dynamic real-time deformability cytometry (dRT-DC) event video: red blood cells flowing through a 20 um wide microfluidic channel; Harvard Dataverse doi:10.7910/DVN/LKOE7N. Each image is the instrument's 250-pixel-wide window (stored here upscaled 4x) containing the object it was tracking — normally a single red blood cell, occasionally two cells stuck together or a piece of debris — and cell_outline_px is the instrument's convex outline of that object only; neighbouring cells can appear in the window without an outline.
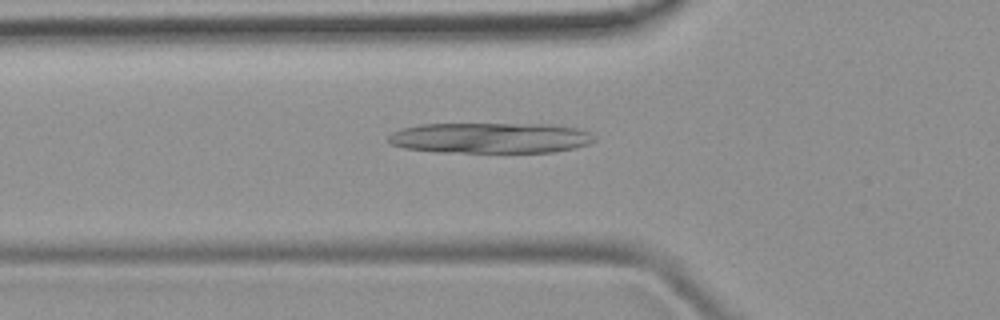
{"species": "common noctule bat (a hibernating species)", "species_latin": "Nyctalus noctula", "temperature_condition": "room temperature", "stored_images_in_passage": 34, "camera_frame_rate_fps": 3000, "um_per_image_px": 0.085, "animal": {"sex": "female", "body_mass_g": 19.9}, "frame": {"image": 1, "passage_image": 2, "time_ms": 0.333, "image_size_px": [1000, 320], "cell_outline_px": [[596, 140], [588, 144], [576, 148], [552, 152], [436, 152], [404, 148], [388, 144], [388, 136], [392, 132], [400, 128], [420, 124], [548, 124], [576, 128], [592, 132], [596, 136]], "centroid_in_image_um": [41.67, 11.72], "position_along_channel_um": 84.1, "area_um2": 37.17}}
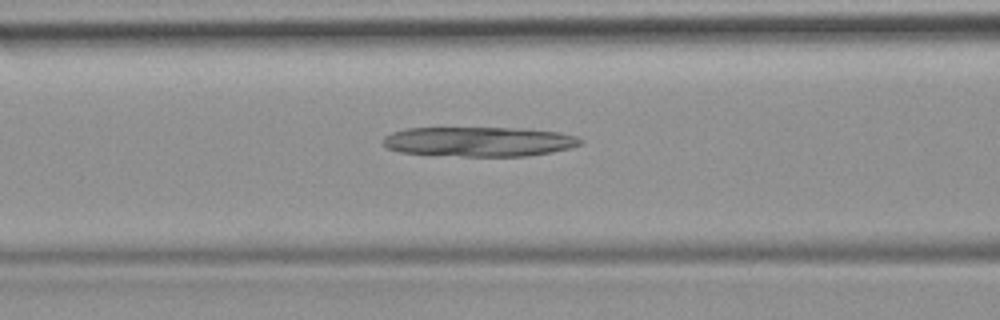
{"frame": {"image": 2, "passage_image": 5, "time_ms": 1.333, "image_size_px": [1000, 320], "cell_outline_px": [[584, 144], [572, 148], [552, 152], [528, 156], [464, 156], [400, 152], [388, 148], [384, 144], [384, 136], [392, 132], [404, 128], [520, 128], [556, 132], [576, 136], [584, 140]], "centroid_in_image_um": [40.77, 12.03], "position_along_channel_um": 125.8, "area_um2": 34.16}}
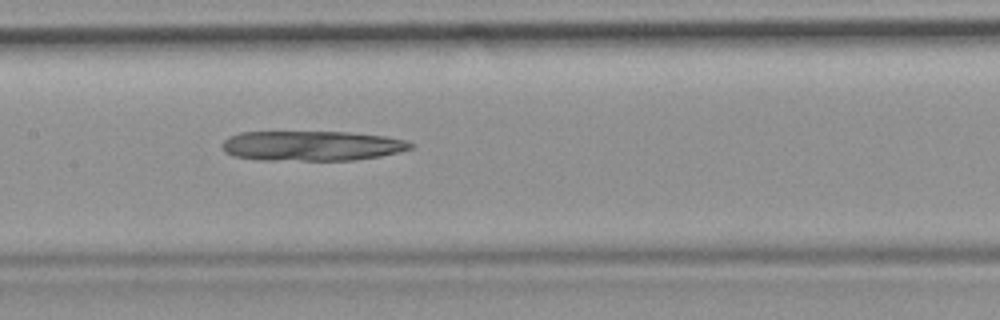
{"frame": {"image": 3, "passage_image": 9, "time_ms": 2.667, "image_size_px": [1000, 320], "cell_outline_px": [[416, 144], [412, 148], [400, 152], [380, 156], [356, 160], [260, 160], [232, 156], [224, 152], [224, 140], [228, 136], [240, 132], [348, 132], [384, 136], [408, 140]], "centroid_in_image_um": [26.54, 12.39], "position_along_channel_um": 180.9, "area_um2": 33.12}}